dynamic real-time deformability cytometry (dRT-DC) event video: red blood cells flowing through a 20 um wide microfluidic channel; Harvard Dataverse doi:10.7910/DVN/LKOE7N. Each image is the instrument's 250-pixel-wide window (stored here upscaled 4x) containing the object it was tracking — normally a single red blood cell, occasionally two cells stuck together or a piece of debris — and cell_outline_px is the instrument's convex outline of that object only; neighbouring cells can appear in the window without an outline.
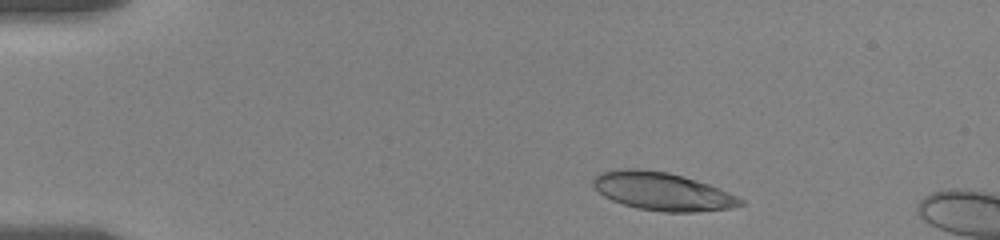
{"species": "human", "species_latin": "Homo sapiens", "temperature_condition": "room temperature", "stored_images_in_passage": 52, "camera_frame_rate_fps": 3000, "um_per_image_px": 0.085, "donor": {"sex": "female"}, "frame": {"image": 1, "passage_image": 5, "time_ms": 1.333, "image_size_px": [1000, 240], "cell_outline_px": [[744, 204], [732, 208], [696, 212], [660, 212], [636, 208], [612, 200], [604, 196], [592, 184], [592, 180], [600, 172], [624, 168], [636, 168], [668, 172], [684, 176], [720, 188], [744, 200]], "centroid_in_image_um": [56.31, 16.27], "position_along_channel_um": 28.7, "area_um2": 32.71}}
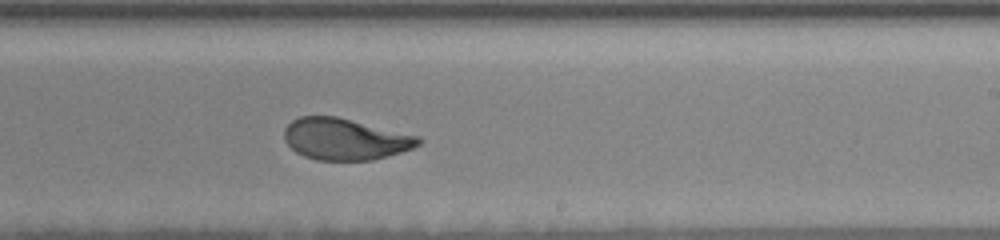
{"frame": {"image": 2, "passage_image": 31, "time_ms": 10.0, "image_size_px": [1000, 240], "cell_outline_px": [[424, 140], [420, 144], [412, 148], [400, 152], [372, 160], [316, 160], [304, 156], [296, 152], [284, 140], [284, 128], [292, 120], [300, 116], [336, 116], [420, 136]], "centroid_in_image_um": [29.33, 11.82], "position_along_channel_um": 259.7, "area_um2": 32.48}}
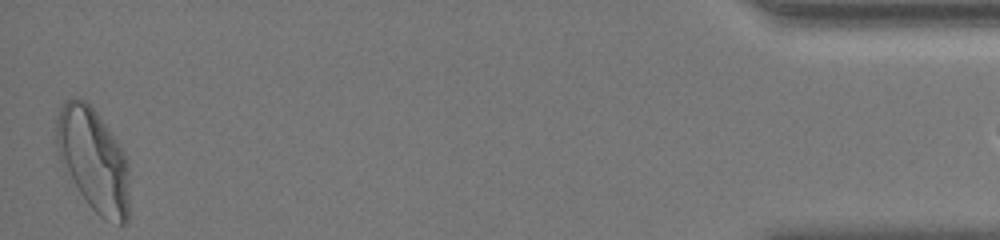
{"frame": {"image": 3, "passage_image": 52, "time_ms": 17.0, "image_size_px": [1000, 240], "cell_outline_px": [[128, 220], [124, 224], [120, 224], [104, 220], [88, 204], [80, 192], [60, 160], [56, 144], [56, 116], [60, 104], [76, 96], [84, 100], [96, 112], [120, 144], [124, 152], [128, 164]], "centroid_in_image_um": [7.93, 13.56], "position_along_channel_um": 427.3, "area_um2": 43.7}, "authors_computed_cell_mechanics": {"area_um2": 33.2061, "velocity_mm_per_s": 3.5031, "shape_relaxation_time_tau1_ms": 4.2215, "shape_relaxation_time_tau2_ms": 0.9898, "deformation_change_tau1": 0.1888, "deformation_change_tau2": 0.0667}}